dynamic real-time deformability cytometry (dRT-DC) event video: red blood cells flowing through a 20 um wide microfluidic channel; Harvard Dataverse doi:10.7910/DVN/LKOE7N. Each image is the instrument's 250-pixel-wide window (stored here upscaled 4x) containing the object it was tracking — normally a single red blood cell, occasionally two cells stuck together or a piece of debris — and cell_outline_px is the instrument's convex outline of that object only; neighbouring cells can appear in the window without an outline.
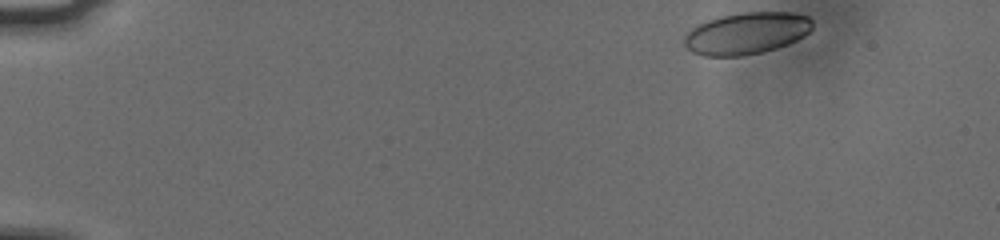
{"species": "human", "species_latin": "Homo sapiens", "temperature_condition": "cold", "stored_images_in_passage": 50, "camera_frame_rate_fps": 3000, "um_per_image_px": 0.085, "donor": {"sex": "male"}, "frame": {"image": 1, "passage_image": 1, "time_ms": 0.0, "image_size_px": [1000, 240], "cell_outline_px": [[812, 28], [804, 36], [788, 44], [776, 48], [744, 56], [704, 56], [692, 52], [684, 44], [684, 36], [696, 24], [720, 16], [744, 12], [792, 12], [808, 16], [812, 20]], "centroid_in_image_um": [63.45, 2.82], "position_along_channel_um": 21.6, "area_um2": 31.33}}
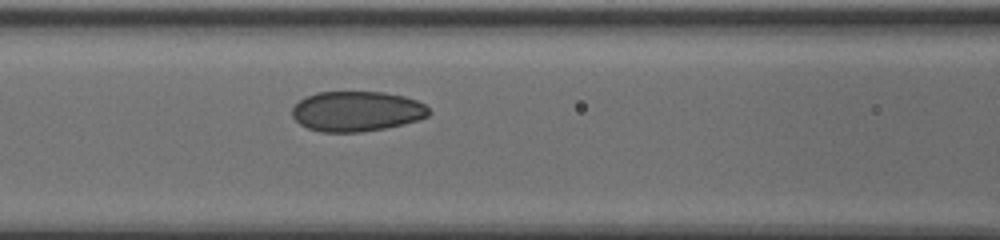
{"frame": {"image": 2, "passage_image": 20, "time_ms": 6.333, "image_size_px": [1000, 240], "cell_outline_px": [[432, 112], [428, 116], [404, 124], [384, 128], [360, 132], [320, 132], [308, 128], [300, 124], [292, 116], [292, 108], [304, 96], [316, 92], [384, 92], [404, 96], [416, 100], [424, 104]], "centroid_in_image_um": [30.31, 9.45], "position_along_channel_um": 136.3, "area_um2": 32.08}}
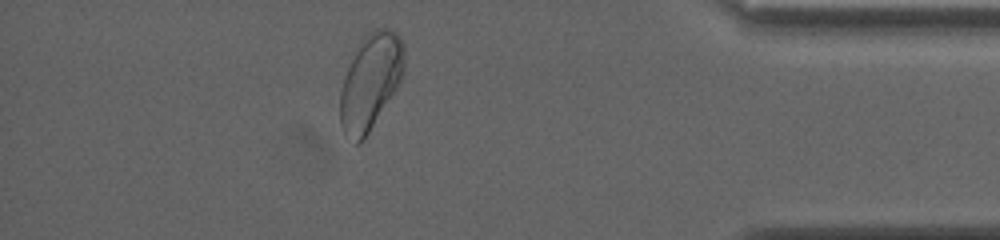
{"frame": {"image": 3, "passage_image": 44, "time_ms": 14.333, "image_size_px": [1000, 240], "cell_outline_px": [[404, 68], [400, 80], [364, 140], [360, 144], [356, 144], [344, 132], [340, 124], [340, 92], [344, 76], [360, 40], [368, 32], [376, 28], [388, 28], [396, 32], [400, 36], [404, 48]], "centroid_in_image_um": [31.47, 6.91], "position_along_channel_um": 403.7, "area_um2": 35.37}, "authors_computed_cell_mechanics": {"area_um2": 32.5703, "velocity_mm_per_s": 3.7442, "shape_relaxation_time_tau1_ms": null, "shape_relaxation_time_tau2_ms": 1.3619, "deformation_change_tau1": null, "deformation_change_tau2": 0.0469}}